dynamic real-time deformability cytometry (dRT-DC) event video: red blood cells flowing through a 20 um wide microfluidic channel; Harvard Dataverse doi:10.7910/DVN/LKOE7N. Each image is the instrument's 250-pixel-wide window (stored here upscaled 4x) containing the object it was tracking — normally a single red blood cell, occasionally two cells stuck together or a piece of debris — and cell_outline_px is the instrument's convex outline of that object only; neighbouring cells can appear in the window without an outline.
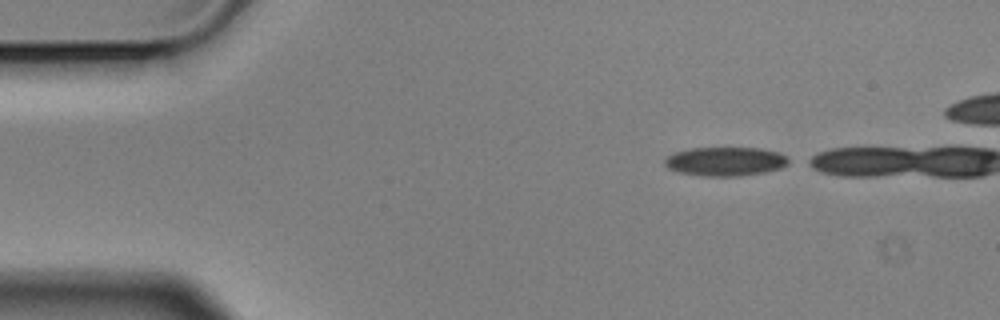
{"species": "Egyptian fruit bat (a non-hibernating species)", "species_latin": "Rousettus aegyptiacus", "temperature_condition": "cold", "stored_images_in_passage": 5, "camera_frame_rate_fps": 3000, "um_per_image_px": 0.085, "animal": {"sex": "male"}, "frame": {"image": 1, "passage_image": 1, "time_ms": 0.0, "image_size_px": [1000, 320], "cell_outline_px": [[792, 160], [788, 164], [780, 168], [764, 172], [740, 176], [704, 176], [676, 172], [668, 168], [664, 164], [664, 160], [672, 152], [688, 148], [760, 148], [780, 152]], "centroid_in_image_um": [61.65, 13.72], "position_along_channel_um": 23.4, "area_um2": 21.15}}
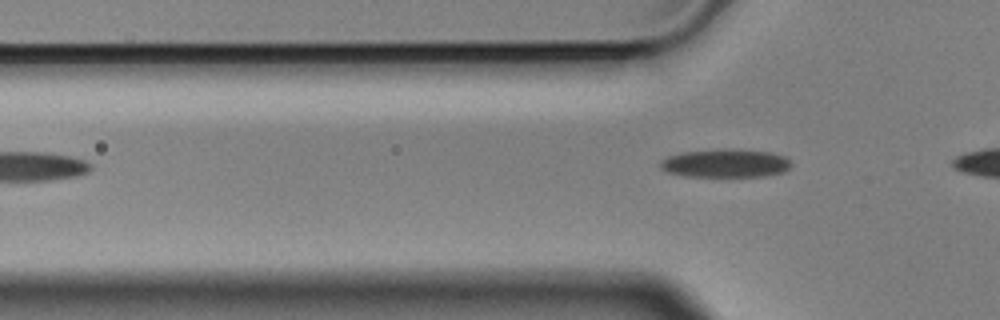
{"frame": {"image": 2, "passage_image": 5, "time_ms": 1.333, "image_size_px": [1000, 320], "cell_outline_px": [[792, 164], [784, 172], [764, 176], [684, 176], [668, 172], [660, 168], [660, 160], [668, 156], [680, 152], [720, 148], [732, 148], [772, 152], [784, 156]], "centroid_in_image_um": [61.64, 13.85], "position_along_channel_um": 64.2, "area_um2": 21.91}}